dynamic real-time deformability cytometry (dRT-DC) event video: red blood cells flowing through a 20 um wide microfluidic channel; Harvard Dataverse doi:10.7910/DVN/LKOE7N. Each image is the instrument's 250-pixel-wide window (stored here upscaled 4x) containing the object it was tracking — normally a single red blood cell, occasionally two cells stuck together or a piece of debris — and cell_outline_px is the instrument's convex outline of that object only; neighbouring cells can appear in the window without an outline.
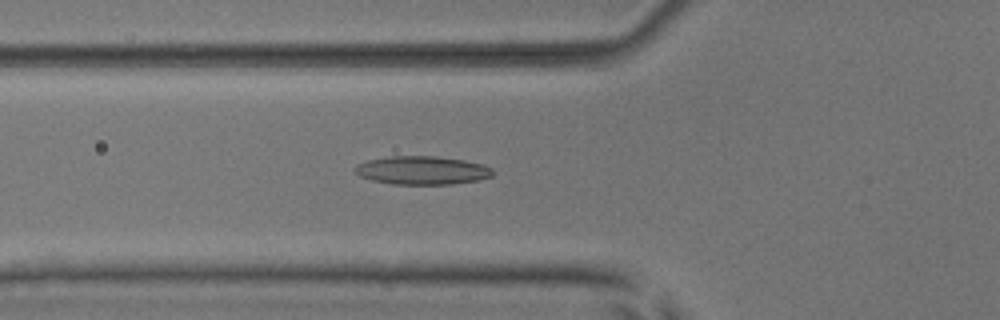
{"species": "common noctule bat (a hibernating species)", "species_latin": "Nyctalus noctula", "temperature_condition": "room temperature", "stored_images_in_passage": 41, "camera_frame_rate_fps": 3000, "um_per_image_px": 0.085, "animal": {"sex": "male", "body_mass_g": 17.9, "forearm_length_mm": 54.2}, "frame": {"image": 1, "passage_image": 8, "time_ms": 2.333, "image_size_px": [1000, 320], "cell_outline_px": [[492, 176], [480, 180], [448, 184], [392, 184], [372, 180], [360, 176], [356, 172], [356, 164], [368, 160], [388, 156], [436, 156], [464, 160], [484, 164], [492, 168]], "centroid_in_image_um": [35.9, 14.47], "position_along_channel_um": 89.9, "area_um2": 22.77}}
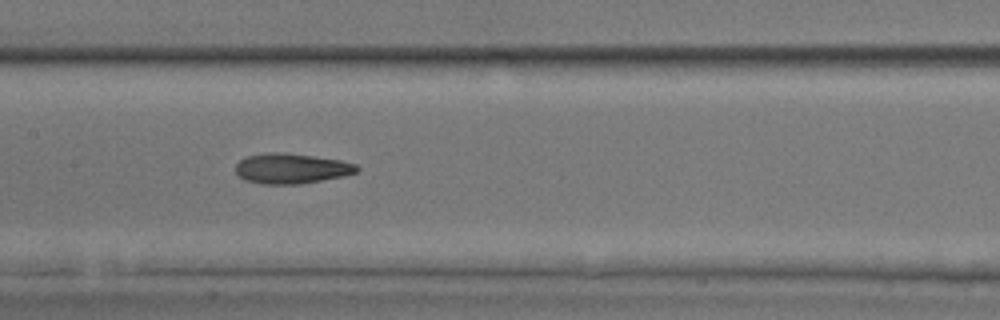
{"frame": {"image": 2, "passage_image": 15, "time_ms": 4.667, "image_size_px": [1000, 320], "cell_outline_px": [[360, 168], [356, 172], [344, 176], [300, 184], [260, 184], [244, 180], [236, 172], [236, 164], [240, 160], [248, 156], [268, 152], [284, 152], [340, 160], [356, 164]], "centroid_in_image_um": [24.76, 14.32], "position_along_channel_um": 182.6, "area_um2": 21.33}}
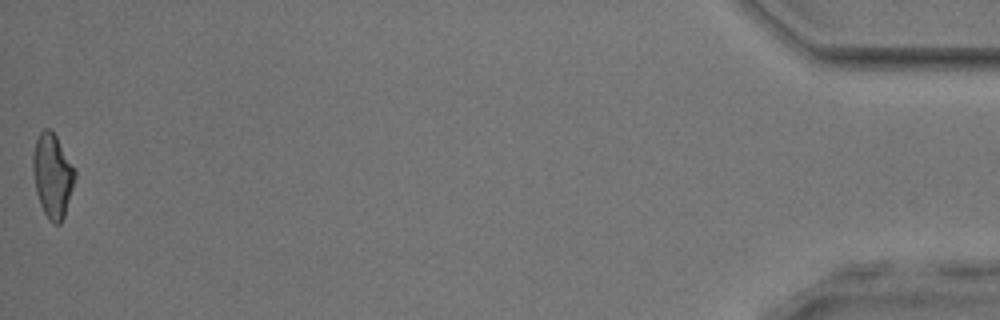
{"frame": {"image": 3, "passage_image": 41, "time_ms": 13.333, "image_size_px": [1000, 320], "cell_outline_px": [[76, 176], [64, 216], [60, 224], [52, 224], [48, 220], [40, 204], [36, 192], [32, 172], [32, 156], [36, 140], [40, 132], [44, 128], [48, 128], [56, 136], [76, 172]], "centroid_in_image_um": [4.44, 14.95], "position_along_channel_um": 430.8, "area_um2": 20.4}, "authors_computed_cell_mechanics": {"area_um2": 20.519, "velocity_mm_per_s": 3.9651, "shape_relaxation_time_tau1_ms": null, "shape_relaxation_time_tau2_ms": 2.5805, "deformation_change_tau1": null, "deformation_change_tau2": 0.1125}}